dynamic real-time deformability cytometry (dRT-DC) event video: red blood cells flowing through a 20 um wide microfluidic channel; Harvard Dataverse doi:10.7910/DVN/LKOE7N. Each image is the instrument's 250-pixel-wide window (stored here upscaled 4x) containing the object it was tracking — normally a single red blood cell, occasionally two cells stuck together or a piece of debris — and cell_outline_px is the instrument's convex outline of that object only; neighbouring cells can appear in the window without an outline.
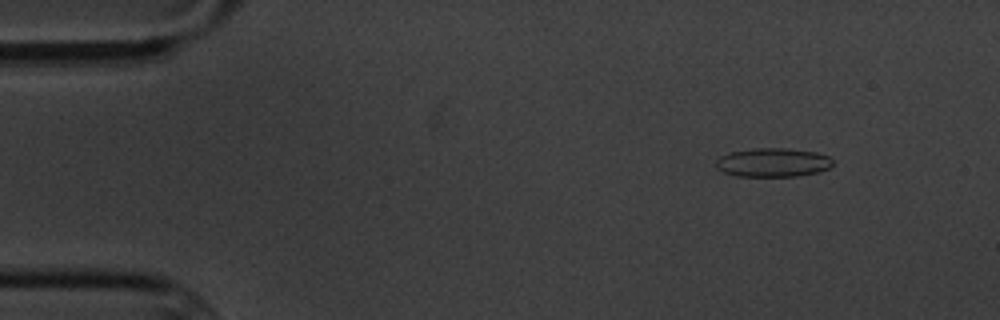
{"species": "common noctule bat (a hibernating species)", "species_latin": "Nyctalus noctula", "temperature_condition": "cold", "stored_images_in_passage": 9, "camera_frame_rate_fps": 3000, "um_per_image_px": 0.085, "animal": {"sex": "male", "body_mass_g": 20.1, "forearm_length_mm": 53.5}, "frame": {"image": 1, "passage_image": 2, "time_ms": 1.0, "image_size_px": [1000, 320], "cell_outline_px": [[832, 164], [828, 168], [820, 172], [796, 176], [736, 176], [724, 172], [716, 168], [716, 160], [720, 156], [728, 152], [756, 148], [784, 148], [816, 152], [828, 156], [832, 160]], "centroid_in_image_um": [65.67, 13.81], "position_along_channel_um": 19.3, "area_um2": 19.65}}
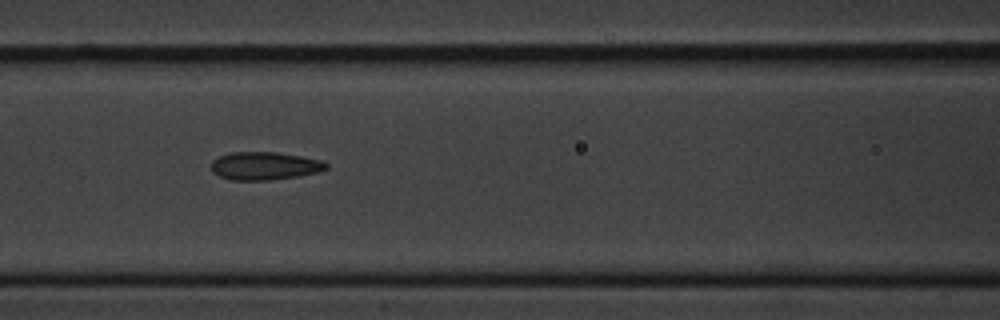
{"frame": {"image": 2, "passage_image": 7, "time_ms": 7.0, "image_size_px": [1000, 320], "cell_outline_px": [[328, 168], [316, 172], [296, 176], [268, 180], [232, 180], [220, 176], [212, 172], [212, 160], [220, 156], [232, 152], [276, 152], [300, 156], [320, 160], [328, 164]], "centroid_in_image_um": [22.47, 14.09], "position_along_channel_um": 144.1, "area_um2": 18.5}}
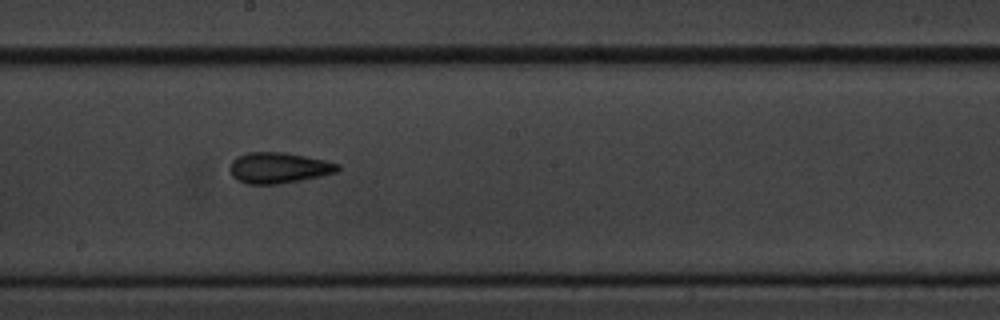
{"frame": {"image": 3, "passage_image": 9, "time_ms": 9.333, "image_size_px": [1000, 320], "cell_outline_px": [[340, 168], [336, 172], [320, 176], [300, 180], [276, 184], [248, 184], [236, 180], [232, 176], [228, 168], [232, 160], [236, 156], [248, 152], [284, 152], [324, 160], [340, 164]], "centroid_in_image_um": [23.63, 14.26], "position_along_channel_um": 224.6, "area_um2": 19.42}}